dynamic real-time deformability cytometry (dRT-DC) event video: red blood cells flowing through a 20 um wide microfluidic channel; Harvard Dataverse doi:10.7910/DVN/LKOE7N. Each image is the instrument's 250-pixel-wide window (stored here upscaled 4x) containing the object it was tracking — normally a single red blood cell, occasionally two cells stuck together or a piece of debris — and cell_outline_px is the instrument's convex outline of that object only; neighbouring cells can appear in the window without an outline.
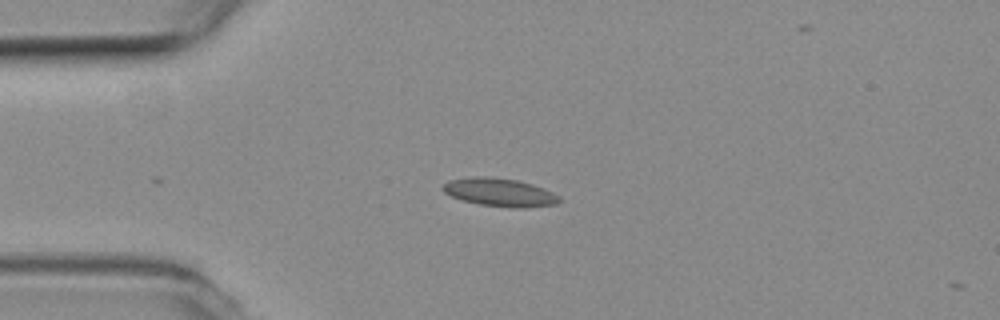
{"species": "common noctule bat (a hibernating species)", "species_latin": "Nyctalus noctula", "temperature_condition": "room temperature", "stored_images_in_passage": 7, "camera_frame_rate_fps": 3000, "um_per_image_px": 0.085, "animal": {"sex": "female", "body_mass_g": 19.3, "forearm_length_mm": 54.1}, "frame": {"image": 1, "passage_image": 1, "time_ms": 0.0, "image_size_px": [1000, 320], "cell_outline_px": [[560, 200], [556, 204], [528, 208], [512, 208], [480, 204], [464, 200], [452, 196], [444, 192], [444, 184], [448, 180], [472, 176], [484, 176], [516, 180], [532, 184], [544, 188], [560, 196]], "centroid_in_image_um": [42.51, 16.35], "position_along_channel_um": 42.5, "area_um2": 19.02}}
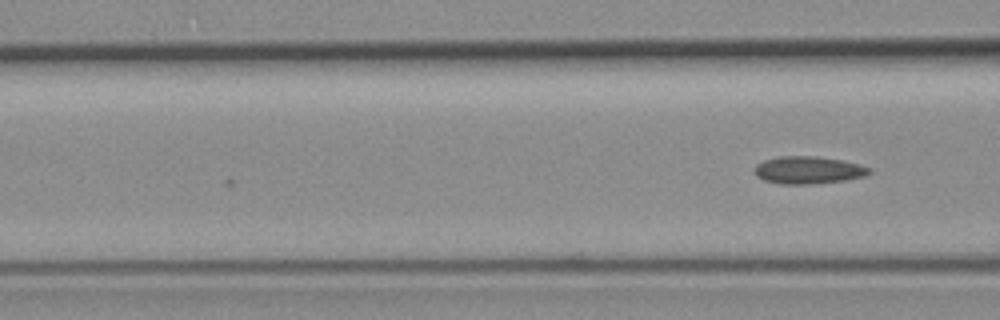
{"frame": {"image": 2, "passage_image": 7, "time_ms": 2.0, "image_size_px": [1000, 320], "cell_outline_px": [[872, 172], [864, 176], [844, 180], [812, 184], [780, 184], [764, 180], [756, 176], [752, 172], [752, 168], [756, 164], [764, 160], [776, 156], [816, 156], [844, 160], [860, 164], [872, 168]], "centroid_in_image_um": [68.67, 14.45], "position_along_channel_um": 97.9, "area_um2": 18.73}}